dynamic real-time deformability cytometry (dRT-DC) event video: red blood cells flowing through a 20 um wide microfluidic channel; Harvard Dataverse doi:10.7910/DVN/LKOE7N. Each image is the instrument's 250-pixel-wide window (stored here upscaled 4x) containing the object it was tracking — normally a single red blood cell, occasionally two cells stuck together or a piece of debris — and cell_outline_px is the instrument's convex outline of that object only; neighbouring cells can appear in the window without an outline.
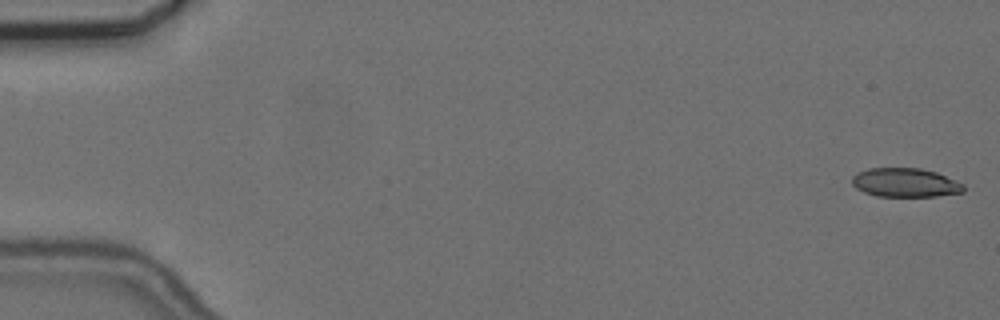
{"species": "common noctule bat (a hibernating species)", "species_latin": "Nyctalus noctula", "temperature_condition": "cold", "stored_images_in_passage": 18, "camera_frame_rate_fps": 3000, "um_per_image_px": 0.085, "animal": {"sex": "female", "body_mass_g": 24.6, "forearm_length_mm": 56.2}, "frame": {"image": 1, "passage_image": 1, "time_ms": 0.0, "image_size_px": [1000, 320], "cell_outline_px": [[964, 192], [936, 196], [876, 196], [864, 192], [856, 188], [852, 184], [852, 176], [856, 172], [868, 168], [920, 168], [936, 172], [964, 184]], "centroid_in_image_um": [76.92, 15.52], "position_along_channel_um": 8.1, "area_um2": 18.84}}